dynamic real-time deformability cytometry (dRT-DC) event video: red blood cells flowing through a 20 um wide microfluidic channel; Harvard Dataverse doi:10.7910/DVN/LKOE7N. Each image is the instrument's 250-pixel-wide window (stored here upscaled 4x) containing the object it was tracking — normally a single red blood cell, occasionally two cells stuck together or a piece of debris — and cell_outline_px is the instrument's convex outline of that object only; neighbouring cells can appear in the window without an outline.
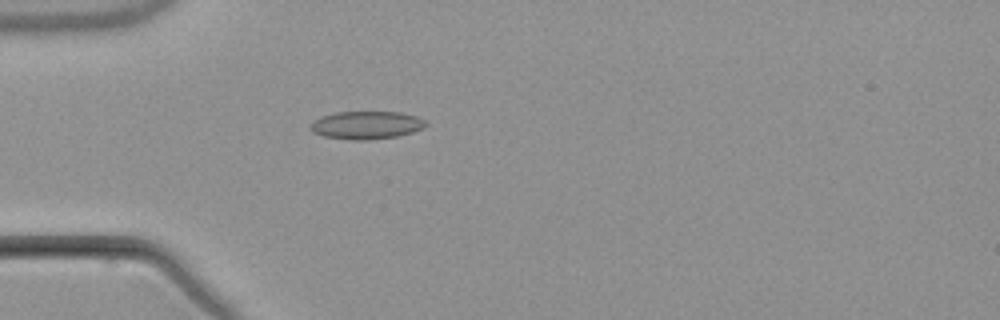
{"species": "common noctule bat (a hibernating species)", "species_latin": "Nyctalus noctula", "temperature_condition": "warm", "stored_images_in_passage": 5, "camera_frame_rate_fps": 3000, "um_per_image_px": 0.085, "animal": {"sex": "male", "body_mass_g": 21.5, "forearm_length_mm": 52.0}, "frame": {"image": 1, "passage_image": 5, "time_ms": 5.667, "image_size_px": [1000, 320], "cell_outline_px": [[428, 124], [424, 128], [412, 132], [396, 136], [368, 140], [352, 140], [324, 136], [312, 132], [308, 128], [308, 124], [312, 120], [320, 116], [336, 112], [400, 112], [416, 116], [424, 120]], "centroid_in_image_um": [31.09, 10.63], "position_along_channel_um": 53.9, "area_um2": 18.96}}